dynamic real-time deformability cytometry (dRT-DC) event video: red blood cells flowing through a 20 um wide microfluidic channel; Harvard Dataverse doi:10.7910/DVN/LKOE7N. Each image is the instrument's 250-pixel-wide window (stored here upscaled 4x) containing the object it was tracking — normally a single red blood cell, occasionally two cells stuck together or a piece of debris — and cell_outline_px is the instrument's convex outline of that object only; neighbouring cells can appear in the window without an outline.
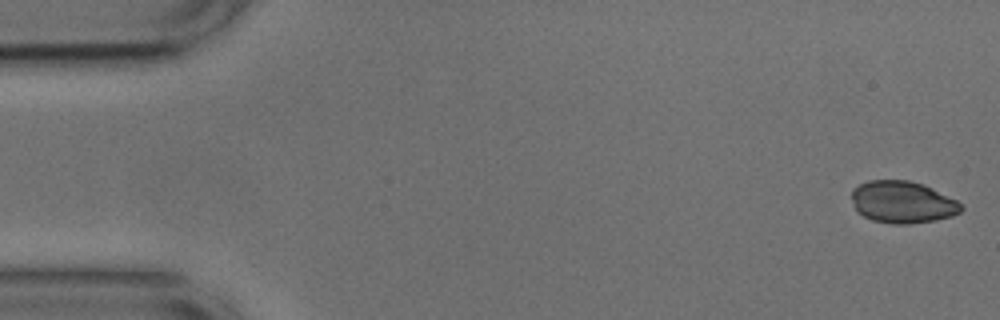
{"species": "common noctule bat (a hibernating species)", "species_latin": "Nyctalus noctula", "temperature_condition": "cold", "stored_images_in_passage": 52, "camera_frame_rate_fps": 3000, "um_per_image_px": 0.085, "animal": {"sex": "male", "body_mass_g": 17.9, "forearm_length_mm": 54.2}, "frame": {"image": 1, "passage_image": 1, "time_ms": 0.0, "image_size_px": [1000, 320], "cell_outline_px": [[964, 208], [960, 212], [952, 216], [936, 220], [908, 224], [892, 224], [872, 220], [856, 212], [852, 200], [852, 188], [868, 180], [908, 180], [924, 184], [956, 200]], "centroid_in_image_um": [76.69, 17.18], "position_along_channel_um": 8.3, "area_um2": 26.93}}
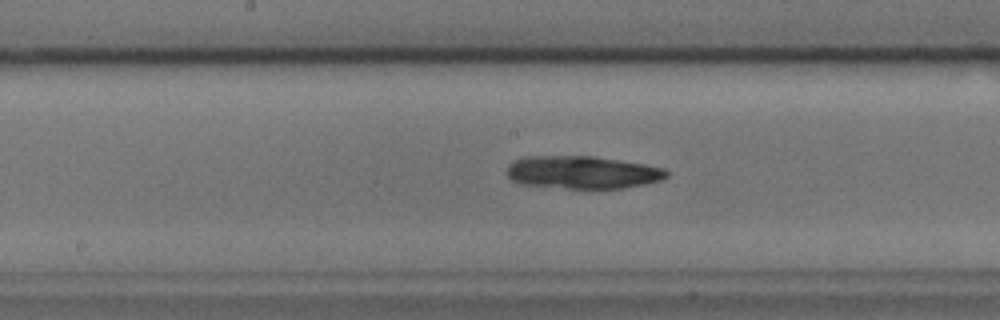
{"frame": {"image": 2, "passage_image": 26, "time_ms": 8.333, "image_size_px": [1000, 320], "cell_outline_px": [[668, 176], [660, 180], [644, 184], [620, 188], [568, 188], [520, 184], [512, 180], [508, 176], [508, 164], [524, 156], [592, 156], [644, 164], [664, 168], [668, 172]], "centroid_in_image_um": [49.49, 14.64], "position_along_channel_um": 198.7, "area_um2": 30.23}}
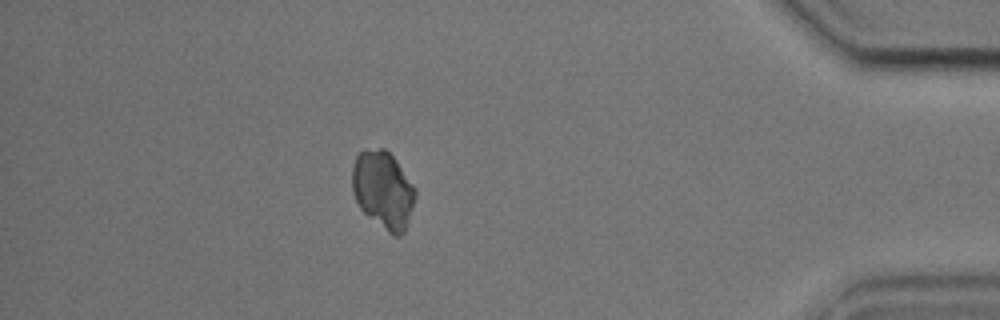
{"frame": {"image": 3, "passage_image": 46, "time_ms": 15.0, "image_size_px": [1000, 320], "cell_outline_px": [[416, 196], [404, 232], [400, 236], [392, 236], [368, 216], [360, 208], [352, 192], [352, 168], [356, 156], [364, 148], [384, 148], [396, 160], [416, 188]], "centroid_in_image_um": [32.56, 16.12], "position_along_channel_um": 402.6, "area_um2": 28.61}, "authors_computed_cell_mechanics": {"area_um2": 29.478, "velocity_mm_per_s": 3.7461, "shape_relaxation_time_tau1_ms": 4.9207, "shape_relaxation_time_tau2_ms": null, "deformation_change_tau1": 0.0469, "deformation_change_tau2": null}}